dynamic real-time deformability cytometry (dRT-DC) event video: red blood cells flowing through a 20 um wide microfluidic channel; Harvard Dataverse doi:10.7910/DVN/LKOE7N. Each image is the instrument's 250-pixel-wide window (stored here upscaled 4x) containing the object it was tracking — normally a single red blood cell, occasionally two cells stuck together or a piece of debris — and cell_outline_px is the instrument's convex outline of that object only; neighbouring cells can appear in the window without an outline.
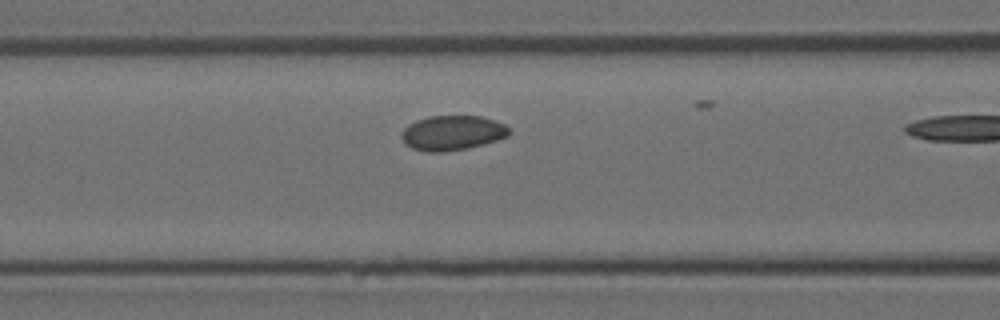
{"species": "Egyptian fruit bat (a non-hibernating species)", "species_latin": "Rousettus aegyptiacus", "temperature_condition": "room temperature", "stored_images_in_passage": 11, "camera_frame_rate_fps": 3000, "um_per_image_px": 0.085, "animal": {"sex": "female"}, "frame": {"image": 1, "passage_image": 10, "time_ms": 3.0, "image_size_px": [1000, 320], "cell_outline_px": [[512, 132], [508, 136], [496, 140], [468, 148], [444, 152], [428, 152], [412, 148], [404, 144], [400, 136], [404, 128], [408, 124], [416, 120], [428, 116], [480, 116], [496, 120], [512, 128]], "centroid_in_image_um": [38.45, 11.29], "position_along_channel_um": 128.1, "area_um2": 22.08}}